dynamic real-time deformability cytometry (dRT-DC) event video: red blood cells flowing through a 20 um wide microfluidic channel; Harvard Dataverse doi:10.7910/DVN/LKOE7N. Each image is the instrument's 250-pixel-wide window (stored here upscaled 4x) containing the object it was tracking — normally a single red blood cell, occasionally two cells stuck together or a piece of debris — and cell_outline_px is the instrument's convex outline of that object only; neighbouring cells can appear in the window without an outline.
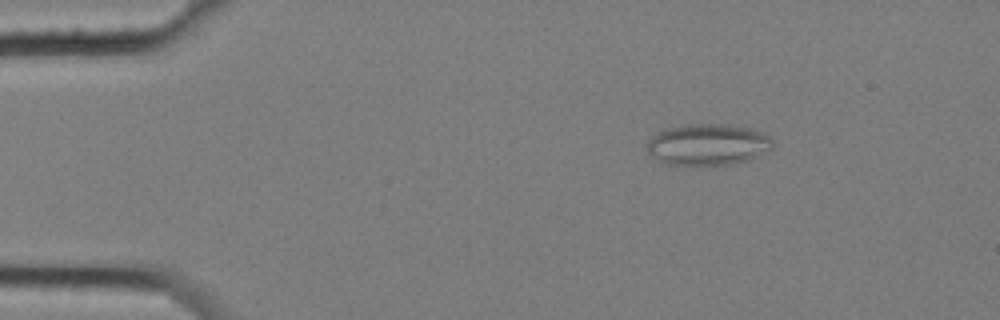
{"species": "common noctule bat (a hibernating species)", "species_latin": "Nyctalus noctula", "temperature_condition": "cold", "stored_images_in_passage": 7, "camera_frame_rate_fps": 3000, "um_per_image_px": 0.085, "animal": {"sex": "female", "body_mass_g": 25.1}, "frame": {"image": 1, "passage_image": 3, "time_ms": 0.667, "image_size_px": [1000, 320], "cell_outline_px": [[772, 148], [768, 152], [748, 160], [736, 164], [668, 164], [652, 156], [644, 148], [644, 144], [652, 136], [664, 128], [688, 124], [728, 124], [752, 128], [768, 136], [772, 140]], "centroid_in_image_um": [60.15, 12.27], "position_along_channel_um": 24.8, "area_um2": 30.46}}
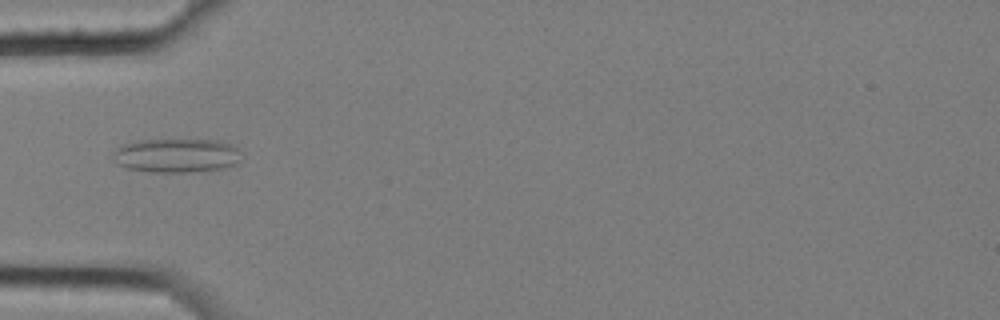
{"frame": {"image": 2, "passage_image": 6, "time_ms": 1.667, "image_size_px": [1000, 320], "cell_outline_px": [[240, 164], [224, 168], [192, 172], [148, 172], [128, 168], [116, 164], [112, 160], [112, 152], [120, 144], [136, 140], [216, 140], [236, 144], [240, 160]], "centroid_in_image_um": [14.97, 13.22], "position_along_channel_um": 70.0, "area_um2": 26.01}}